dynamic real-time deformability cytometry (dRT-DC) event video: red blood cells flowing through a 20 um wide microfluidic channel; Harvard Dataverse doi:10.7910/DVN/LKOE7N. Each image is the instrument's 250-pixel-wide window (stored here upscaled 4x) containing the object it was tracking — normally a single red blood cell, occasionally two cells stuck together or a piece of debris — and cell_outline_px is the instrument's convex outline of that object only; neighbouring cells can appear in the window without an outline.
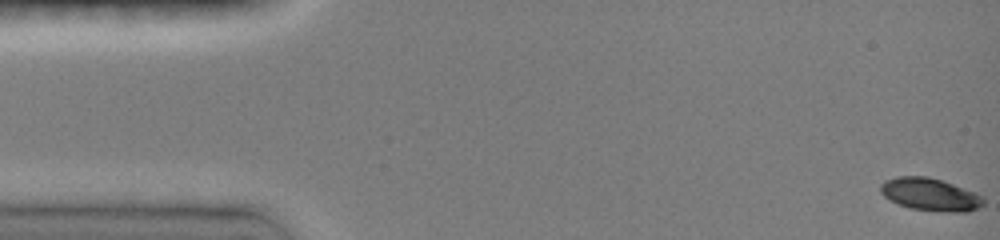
{"species": "common noctule bat (a hibernating species)", "species_latin": "Nyctalus noctula", "temperature_condition": "room temperature", "stored_images_in_passage": 20, "camera_frame_rate_fps": 3000, "um_per_image_px": 0.085, "animal": {"sex": "female", "body_mass_g": 19.0, "forearm_length_mm": 51.5}, "frame": {"image": 1, "passage_image": 1, "time_ms": 0.0, "image_size_px": [1000, 240], "cell_outline_px": [[984, 204], [968, 212], [944, 212], [908, 208], [888, 200], [880, 192], [880, 184], [884, 180], [896, 176], [928, 176], [976, 192], [984, 196]], "centroid_in_image_um": [79.04, 16.53], "position_along_channel_um": 6.0, "area_um2": 19.83}}
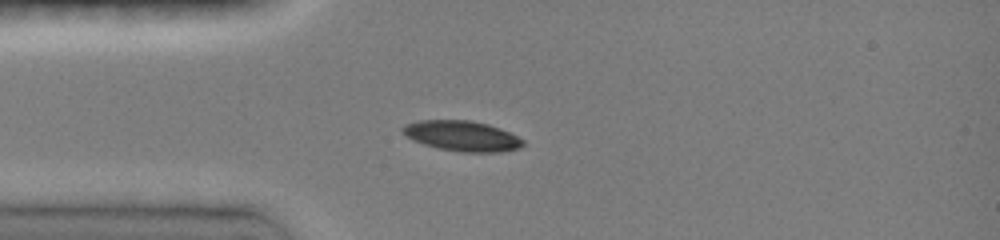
{"frame": {"image": 2, "passage_image": 11, "time_ms": 4.0, "image_size_px": [1000, 240], "cell_outline_px": [[524, 144], [520, 148], [500, 152], [460, 152], [440, 148], [424, 144], [412, 140], [400, 128], [404, 124], [420, 120], [472, 120], [488, 124], [500, 128], [524, 140]], "centroid_in_image_um": [39.28, 11.55], "position_along_channel_um": 45.7, "area_um2": 21.21}}
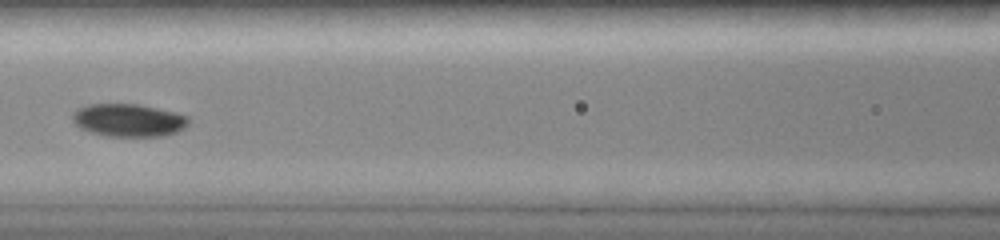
{"frame": {"image": 3, "passage_image": 18, "time_ms": 7.0, "image_size_px": [1000, 240], "cell_outline_px": [[188, 124], [184, 128], [168, 136], [104, 136], [80, 128], [72, 120], [72, 112], [88, 104], [136, 104], [176, 112], [188, 116]], "centroid_in_image_um": [10.93, 10.22], "position_along_channel_um": 155.7, "area_um2": 22.2}}